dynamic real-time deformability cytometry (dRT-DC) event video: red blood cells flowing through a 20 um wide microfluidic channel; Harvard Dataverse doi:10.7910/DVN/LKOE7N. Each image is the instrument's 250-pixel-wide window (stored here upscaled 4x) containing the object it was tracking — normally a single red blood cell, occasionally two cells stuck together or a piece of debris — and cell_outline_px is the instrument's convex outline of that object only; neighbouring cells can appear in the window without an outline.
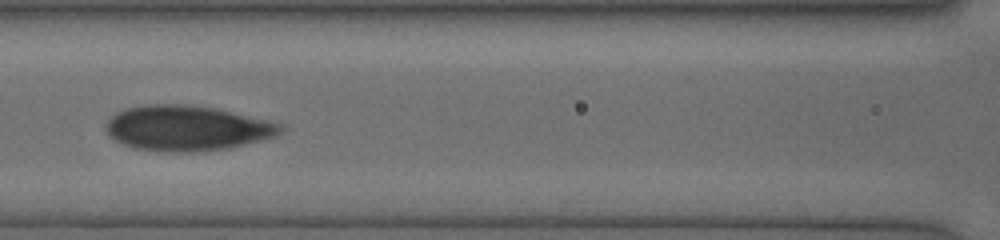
{"species": "human", "species_latin": "Homo sapiens", "temperature_condition": "cold", "stored_images_in_passage": 11, "camera_frame_rate_fps": 3000, "um_per_image_px": 0.085, "donor": {"sex": "female"}, "frame": {"image": 1, "passage_image": 10, "time_ms": 6.0, "image_size_px": [1000, 240], "cell_outline_px": [[284, 128], [276, 136], [264, 140], [228, 148], [188, 152], [160, 152], [132, 148], [108, 136], [104, 128], [104, 124], [116, 112], [128, 108], [148, 104], [184, 104], [216, 108], [268, 120], [284, 124]], "centroid_in_image_um": [15.88, 10.9], "position_along_channel_um": 150.7, "area_um2": 46.36}}